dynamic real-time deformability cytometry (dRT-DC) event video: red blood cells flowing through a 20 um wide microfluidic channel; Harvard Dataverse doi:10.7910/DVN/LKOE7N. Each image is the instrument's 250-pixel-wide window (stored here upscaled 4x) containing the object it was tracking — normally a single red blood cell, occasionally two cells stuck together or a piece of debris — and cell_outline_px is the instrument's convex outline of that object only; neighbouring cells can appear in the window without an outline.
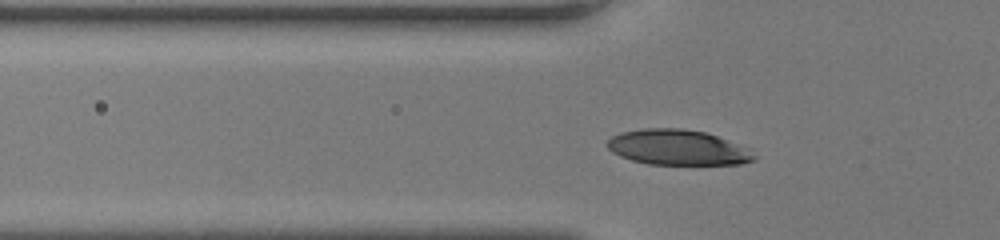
{"species": "human", "species_latin": "Homo sapiens", "temperature_condition": "room temperature", "stored_images_in_passage": 36, "camera_frame_rate_fps": 3000, "um_per_image_px": 0.085, "donor": {"sex": "female"}, "frame": {"image": 1, "passage_image": 10, "time_ms": 3.0, "image_size_px": [1000, 240], "cell_outline_px": [[756, 160], [740, 164], [648, 164], [632, 160], [620, 156], [612, 152], [608, 148], [608, 140], [612, 136], [620, 132], [644, 128], [680, 128], [704, 132], [716, 136], [748, 148], [756, 156]], "centroid_in_image_um": [57.6, 12.53], "position_along_channel_um": 68.2, "area_um2": 30.06}}
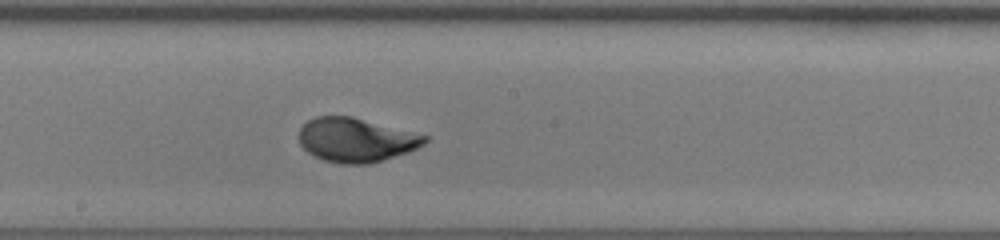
{"frame": {"image": 2, "passage_image": 21, "time_ms": 6.667, "image_size_px": [1000, 240], "cell_outline_px": [[428, 140], [424, 144], [408, 152], [368, 164], [340, 164], [324, 160], [312, 156], [300, 144], [300, 128], [308, 120], [316, 116], [352, 116], [428, 136]], "centroid_in_image_um": [30.24, 11.9], "position_along_channel_um": 218.0, "area_um2": 32.14}}
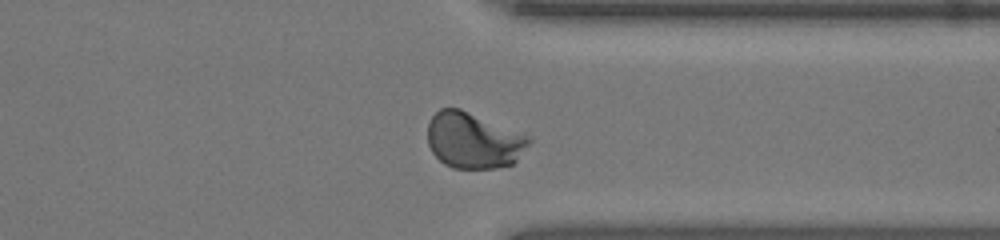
{"frame": {"image": 3, "passage_image": 32, "time_ms": 10.333, "image_size_px": [1000, 240], "cell_outline_px": [[532, 140], [516, 160], [512, 164], [496, 168], [452, 168], [444, 164], [432, 152], [428, 144], [428, 124], [432, 116], [440, 108], [460, 108], [528, 136]], "centroid_in_image_um": [40.21, 11.94], "position_along_channel_um": 371.2, "area_um2": 32.71}, "authors_computed_cell_mechanics": {"area_um2": 31.9634, "velocity_mm_per_s": 4.1618, "shape_relaxation_time_tau1_ms": 3.227, "shape_relaxation_time_tau2_ms": null, "deformation_change_tau1": 0.1615, "deformation_change_tau2": null}}